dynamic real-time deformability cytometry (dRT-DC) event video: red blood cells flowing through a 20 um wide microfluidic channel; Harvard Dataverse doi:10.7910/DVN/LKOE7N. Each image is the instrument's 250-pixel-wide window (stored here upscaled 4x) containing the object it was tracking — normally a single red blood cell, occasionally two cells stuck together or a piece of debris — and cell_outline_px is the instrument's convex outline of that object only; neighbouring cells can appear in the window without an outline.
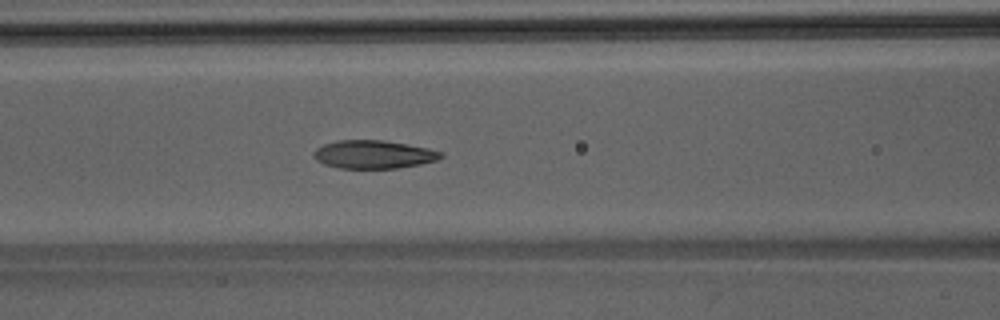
{"species": "Egyptian fruit bat (a non-hibernating species)", "species_latin": "Rousettus aegyptiacus", "temperature_condition": "room temperature", "stored_images_in_passage": 36, "camera_frame_rate_fps": 3000, "um_per_image_px": 0.085, "animal": {"sex": "male"}, "frame": {"image": 1, "passage_image": 9, "time_ms": 2.667, "image_size_px": [1000, 320], "cell_outline_px": [[444, 156], [436, 160], [420, 164], [396, 168], [340, 168], [324, 164], [316, 160], [312, 156], [312, 152], [316, 148], [324, 144], [336, 140], [384, 140], [408, 144], [428, 148], [444, 152]], "centroid_in_image_um": [31.74, 13.12], "position_along_channel_um": 134.9, "area_um2": 21.04}}
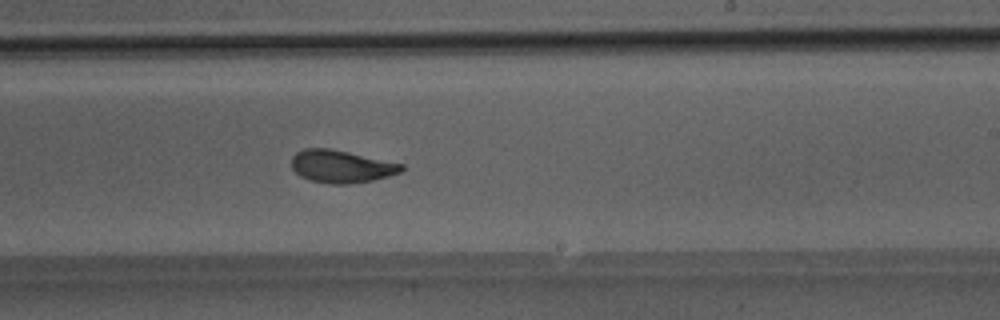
{"frame": {"image": 2, "passage_image": 18, "time_ms": 5.667, "image_size_px": [1000, 320], "cell_outline_px": [[404, 168], [400, 172], [388, 176], [372, 180], [348, 184], [328, 184], [312, 180], [300, 176], [292, 168], [292, 156], [296, 152], [304, 148], [328, 148], [348, 152], [404, 164]], "centroid_in_image_um": [28.99, 14.14], "position_along_channel_um": 260.0, "area_um2": 20.75}}
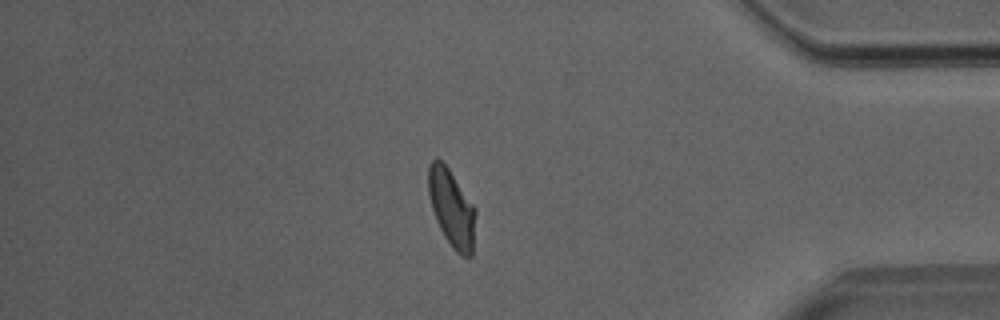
{"frame": {"image": 3, "passage_image": 30, "time_ms": 9.667, "image_size_px": [1000, 320], "cell_outline_px": [[476, 212], [472, 256], [460, 256], [452, 248], [444, 236], [436, 220], [432, 208], [428, 192], [428, 164], [436, 156], [448, 168], [476, 208]], "centroid_in_image_um": [38.39, 17.69], "position_along_channel_um": 396.8, "area_um2": 21.33}}